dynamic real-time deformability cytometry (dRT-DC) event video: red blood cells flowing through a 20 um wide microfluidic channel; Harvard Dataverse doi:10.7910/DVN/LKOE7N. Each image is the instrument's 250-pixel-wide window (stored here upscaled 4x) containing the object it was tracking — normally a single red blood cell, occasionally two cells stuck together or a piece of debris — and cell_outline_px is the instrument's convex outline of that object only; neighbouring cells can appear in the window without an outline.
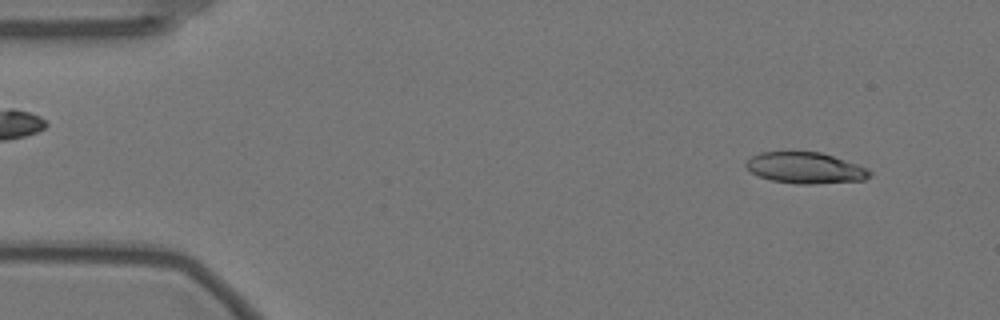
{"species": "Egyptian fruit bat (a non-hibernating species)", "species_latin": "Rousettus aegyptiacus", "temperature_condition": "warm", "stored_images_in_passage": 56, "camera_frame_rate_fps": 3000, "um_per_image_px": 0.085, "animal": {"sex": "female"}, "frame": {"image": 1, "passage_image": 4, "time_ms": 1.0, "image_size_px": [1000, 320], "cell_outline_px": [[872, 172], [864, 180], [816, 184], [796, 184], [772, 180], [760, 176], [752, 172], [744, 164], [752, 156], [760, 152], [820, 152], [868, 168]], "centroid_in_image_um": [68.46, 14.28], "position_along_channel_um": 16.5, "area_um2": 22.2}}
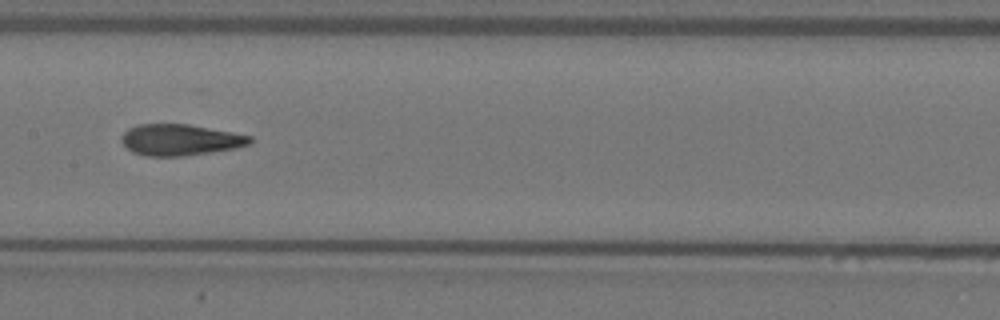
{"frame": {"image": 2, "passage_image": 27, "time_ms": 8.667, "image_size_px": [1000, 320], "cell_outline_px": [[252, 144], [236, 148], [184, 156], [148, 156], [132, 152], [120, 140], [120, 136], [128, 128], [136, 124], [188, 124], [232, 132], [252, 136]], "centroid_in_image_um": [15.31, 11.88], "position_along_channel_um": 192.1, "area_um2": 23.47}}
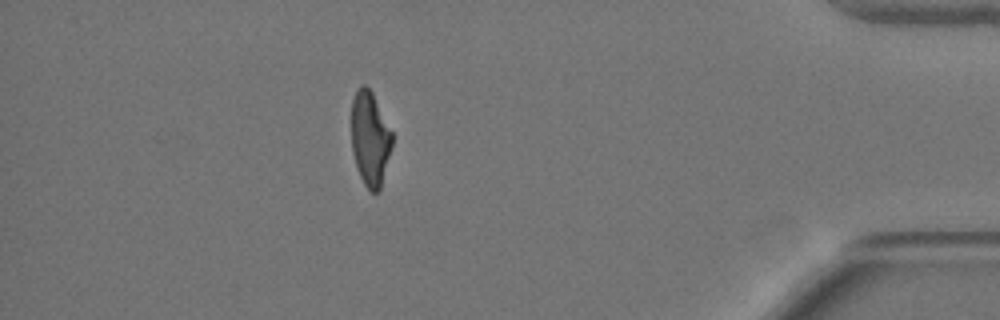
{"frame": {"image": 3, "passage_image": 49, "time_ms": 16.0, "image_size_px": [1000, 320], "cell_outline_px": [[392, 144], [380, 188], [376, 192], [372, 192], [364, 184], [356, 168], [352, 152], [352, 100], [360, 84], [364, 84], [372, 92], [392, 132]], "centroid_in_image_um": [31.44, 11.77], "position_along_channel_um": 403.8, "area_um2": 22.08}, "authors_computed_cell_mechanics": {"area_um2": 23.4668, "velocity_mm_per_s": 3.534, "shape_relaxation_time_tau1_ms": 10.174, "shape_relaxation_time_tau2_ms": 2.1326, "deformation_change_tau1": 0.2768, "deformation_change_tau2": 0.1109}}